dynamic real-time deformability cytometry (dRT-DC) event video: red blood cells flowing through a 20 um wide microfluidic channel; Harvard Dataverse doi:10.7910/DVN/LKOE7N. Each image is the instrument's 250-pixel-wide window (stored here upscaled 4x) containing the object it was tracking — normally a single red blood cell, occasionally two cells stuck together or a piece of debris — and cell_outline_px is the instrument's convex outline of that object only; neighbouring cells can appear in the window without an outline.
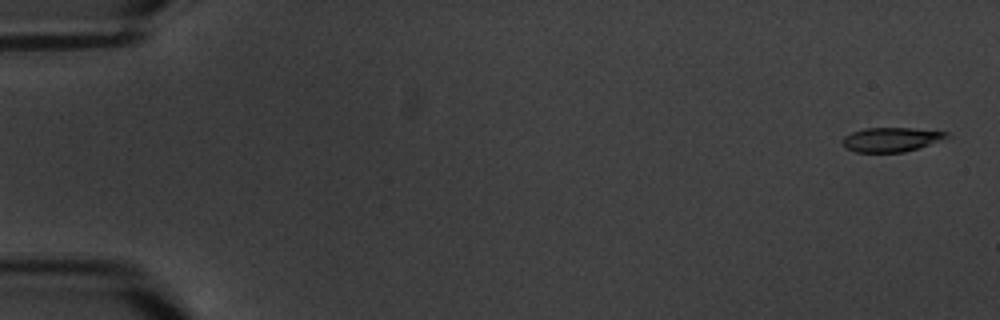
{"species": "common noctule bat (a hibernating species)", "species_latin": "Nyctalus noctula", "temperature_condition": "warm", "stored_images_in_passage": 7, "camera_frame_rate_fps": 3000, "um_per_image_px": 0.085, "animal": {"sex": "male", "body_mass_g": 20.1, "forearm_length_mm": 53.5}, "frame": {"image": 1, "passage_image": 1, "time_ms": 0.0, "image_size_px": [1000, 320], "cell_outline_px": [[952, 136], [920, 148], [904, 152], [856, 152], [844, 148], [840, 144], [840, 140], [844, 136], [852, 132], [864, 128], [912, 128], [948, 132]], "centroid_in_image_um": [75.72, 11.86], "position_along_channel_um": 9.3, "area_um2": 15.03}}
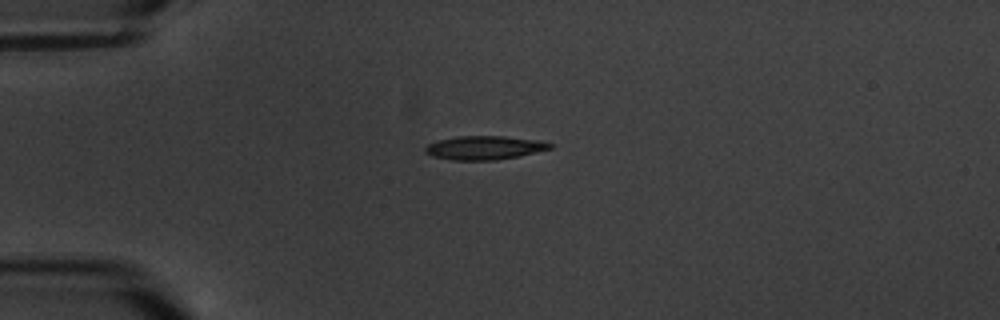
{"frame": {"image": 2, "passage_image": 5, "time_ms": 4.667, "image_size_px": [1000, 320], "cell_outline_px": [[556, 144], [552, 148], [520, 156], [496, 160], [452, 160], [432, 156], [424, 152], [424, 148], [428, 144], [440, 140], [460, 136], [504, 136], [540, 140]], "centroid_in_image_um": [41.22, 12.56], "position_along_channel_um": 43.8, "area_um2": 17.34}}